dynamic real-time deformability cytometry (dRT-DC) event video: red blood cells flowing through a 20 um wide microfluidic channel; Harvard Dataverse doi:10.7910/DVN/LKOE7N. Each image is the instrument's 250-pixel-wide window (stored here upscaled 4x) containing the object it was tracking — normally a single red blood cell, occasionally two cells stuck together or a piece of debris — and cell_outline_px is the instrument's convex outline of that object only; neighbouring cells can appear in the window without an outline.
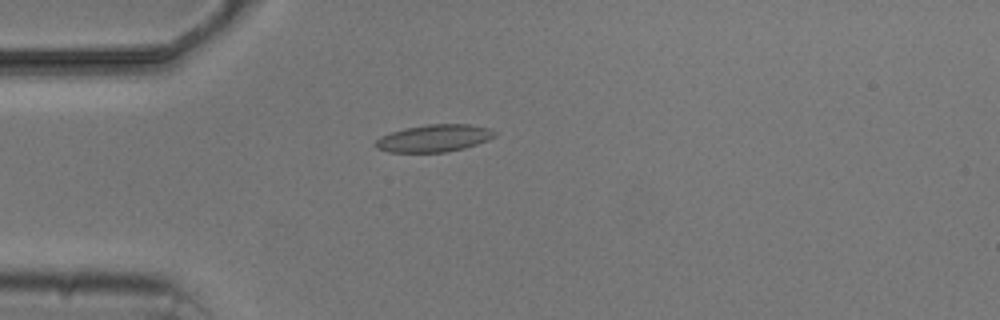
{"species": "common noctule bat (a hibernating species)", "species_latin": "Nyctalus noctula", "temperature_condition": "cold", "stored_images_in_passage": 2, "camera_frame_rate_fps": 3000, "um_per_image_px": 0.085, "animal": {"sex": "male", "body_mass_g": 20.5, "forearm_length_mm": 52.5}, "frame": {"image": 1, "passage_image": 1, "time_ms": 0.0, "image_size_px": [1000, 320], "cell_outline_px": [[496, 136], [488, 140], [464, 148], [444, 152], [388, 152], [376, 148], [372, 144], [380, 136], [404, 128], [428, 124], [468, 124], [492, 128], [496, 132]], "centroid_in_image_um": [36.89, 11.74], "position_along_channel_um": 48.1, "area_um2": 19.07}}